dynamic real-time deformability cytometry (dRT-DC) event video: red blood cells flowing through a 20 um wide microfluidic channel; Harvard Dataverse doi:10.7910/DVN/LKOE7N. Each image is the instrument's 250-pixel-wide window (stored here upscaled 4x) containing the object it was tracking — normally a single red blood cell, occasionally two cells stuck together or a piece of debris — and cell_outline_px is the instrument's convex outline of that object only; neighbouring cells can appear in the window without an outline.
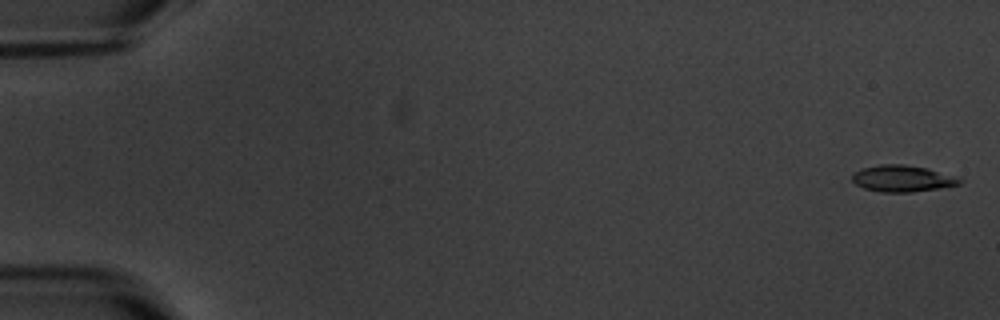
{"species": "common noctule bat (a hibernating species)", "species_latin": "Nyctalus noctula", "temperature_condition": "warm", "stored_images_in_passage": 8, "camera_frame_rate_fps": 3000, "um_per_image_px": 0.085, "animal": {"sex": "male", "body_mass_g": 20.1, "forearm_length_mm": 53.5}, "frame": {"image": 1, "passage_image": 1, "time_ms": 0.0, "image_size_px": [1000, 320], "cell_outline_px": [[964, 180], [960, 184], [912, 192], [880, 192], [864, 188], [856, 184], [852, 180], [852, 176], [860, 168], [880, 164], [904, 164], [924, 168]], "centroid_in_image_um": [76.62, 15.17], "position_along_channel_um": 8.4, "area_um2": 16.18}}